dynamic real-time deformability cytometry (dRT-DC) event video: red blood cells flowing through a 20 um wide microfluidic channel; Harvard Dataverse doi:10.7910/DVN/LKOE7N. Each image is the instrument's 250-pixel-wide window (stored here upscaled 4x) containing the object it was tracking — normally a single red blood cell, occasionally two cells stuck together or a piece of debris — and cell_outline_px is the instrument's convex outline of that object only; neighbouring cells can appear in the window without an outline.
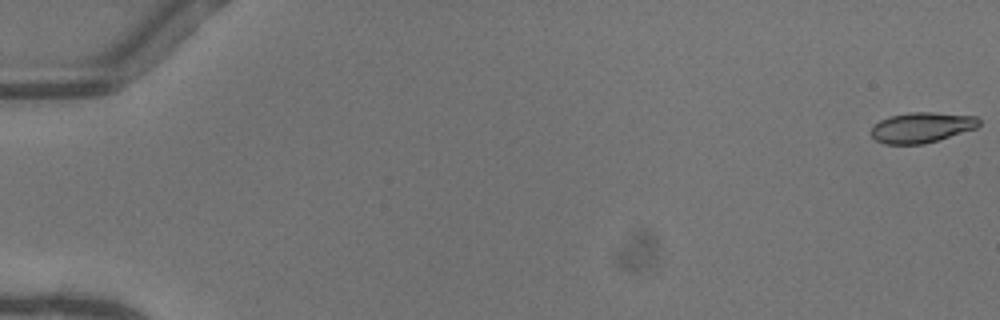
{"species": "common noctule bat (a hibernating species)", "species_latin": "Nyctalus noctula", "temperature_condition": "warm", "stored_images_in_passage": 52, "camera_frame_rate_fps": 3000, "um_per_image_px": 0.085, "animal": {"sex": "female"}, "frame": {"image": 1, "passage_image": 1, "time_ms": 0.0, "image_size_px": [1000, 320], "cell_outline_px": [[980, 124], [976, 128], [924, 144], [884, 144], [876, 140], [872, 136], [872, 124], [880, 120], [892, 116], [908, 112], [932, 112], [976, 116], [980, 120]], "centroid_in_image_um": [78.33, 10.83], "position_along_channel_um": 6.7, "area_um2": 19.02}}
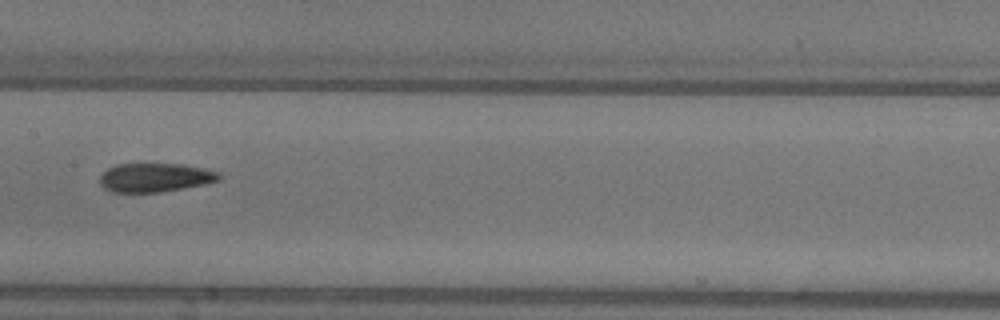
{"frame": {"image": 2, "passage_image": 28, "time_ms": 9.0, "image_size_px": [1000, 320], "cell_outline_px": [[220, 180], [204, 184], [156, 192], [112, 192], [104, 188], [100, 184], [100, 176], [108, 168], [116, 164], [180, 164], [204, 168], [220, 172]], "centroid_in_image_um": [13.17, 15.08], "position_along_channel_um": 194.2, "area_um2": 19.83}}
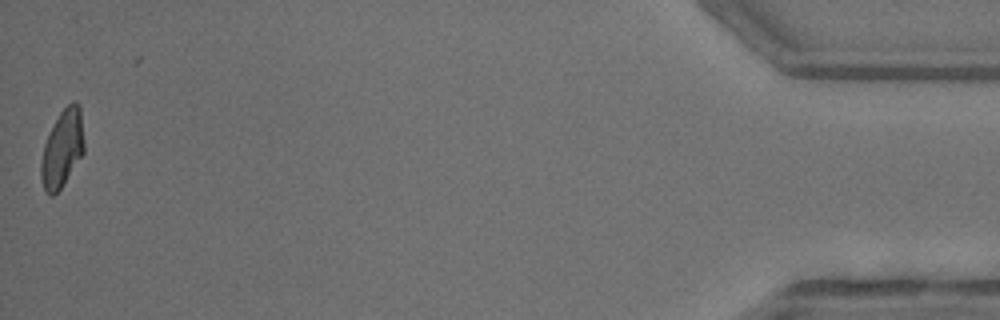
{"frame": {"image": 3, "passage_image": 52, "time_ms": 17.0, "image_size_px": [1000, 320], "cell_outline_px": [[84, 152], [60, 188], [52, 196], [48, 196], [44, 188], [40, 176], [40, 164], [44, 144], [60, 112], [72, 100], [76, 100], [80, 104], [84, 144]], "centroid_in_image_um": [5.3, 12.6], "position_along_channel_um": 429.9, "area_um2": 19.19}, "authors_computed_cell_mechanics": {"area_um2": 19.9699, "velocity_mm_per_s": 4.1163, "shape_relaxation_time_tau1_ms": null, "shape_relaxation_time_tau2_ms": 1.9449, "deformation_change_tau1": null, "deformation_change_tau2": 0.0679}}